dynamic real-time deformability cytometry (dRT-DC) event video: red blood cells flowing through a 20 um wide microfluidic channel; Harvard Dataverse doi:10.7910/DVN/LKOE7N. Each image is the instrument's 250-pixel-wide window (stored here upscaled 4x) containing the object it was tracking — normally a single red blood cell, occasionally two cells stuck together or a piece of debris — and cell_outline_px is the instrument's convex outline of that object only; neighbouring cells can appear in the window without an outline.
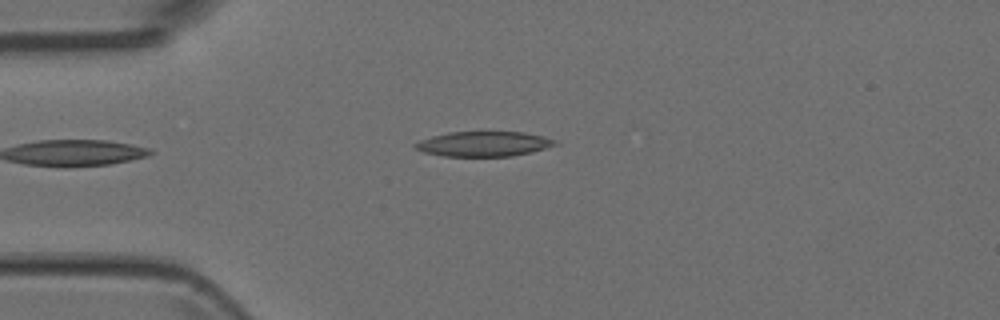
{"species": "Egyptian fruit bat (a non-hibernating species)", "species_latin": "Rousettus aegyptiacus", "temperature_condition": "room temperature", "stored_images_in_passage": 3, "camera_frame_rate_fps": 3000, "um_per_image_px": 0.085, "animal": {"sex": "female"}, "frame": {"image": 1, "passage_image": 1, "time_ms": 0.0, "image_size_px": [1000, 320], "cell_outline_px": [[560, 144], [532, 152], [512, 156], [444, 156], [424, 152], [416, 148], [412, 144], [420, 140], [432, 136], [448, 132], [524, 132], [544, 136], [560, 140]], "centroid_in_image_um": [41.19, 12.23], "position_along_channel_um": 43.8, "area_um2": 20.52}}
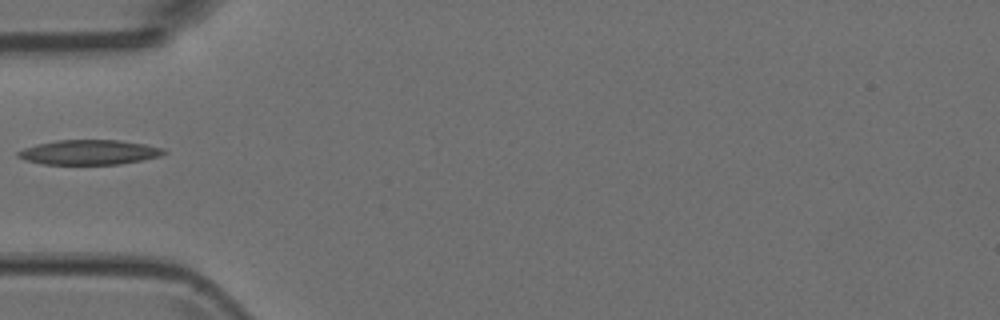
{"frame": {"image": 2, "passage_image": 2, "time_ms": 0.333, "image_size_px": [1000, 320], "cell_outline_px": [[168, 152], [160, 156], [120, 164], [44, 164], [24, 160], [16, 156], [16, 152], [24, 148], [36, 144], [56, 140], [120, 140], [144, 144], [164, 148]], "centroid_in_image_um": [7.56, 12.94], "position_along_channel_um": 77.4, "area_um2": 21.1}}
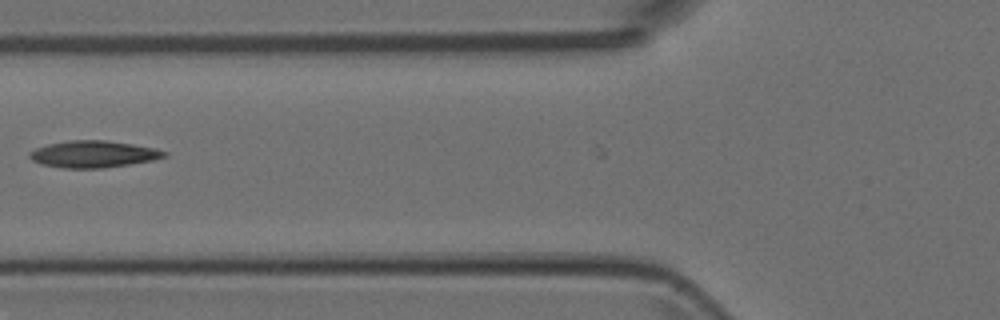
{"frame": {"image": 3, "passage_image": 3, "time_ms": 0.667, "image_size_px": [1000, 320], "cell_outline_px": [[168, 156], [152, 160], [104, 168], [64, 168], [40, 164], [32, 160], [28, 156], [28, 152], [36, 148], [48, 144], [72, 140], [104, 140], [132, 144], [156, 148], [168, 152]], "centroid_in_image_um": [7.93, 13.1], "position_along_channel_um": 117.9, "area_um2": 21.04}}